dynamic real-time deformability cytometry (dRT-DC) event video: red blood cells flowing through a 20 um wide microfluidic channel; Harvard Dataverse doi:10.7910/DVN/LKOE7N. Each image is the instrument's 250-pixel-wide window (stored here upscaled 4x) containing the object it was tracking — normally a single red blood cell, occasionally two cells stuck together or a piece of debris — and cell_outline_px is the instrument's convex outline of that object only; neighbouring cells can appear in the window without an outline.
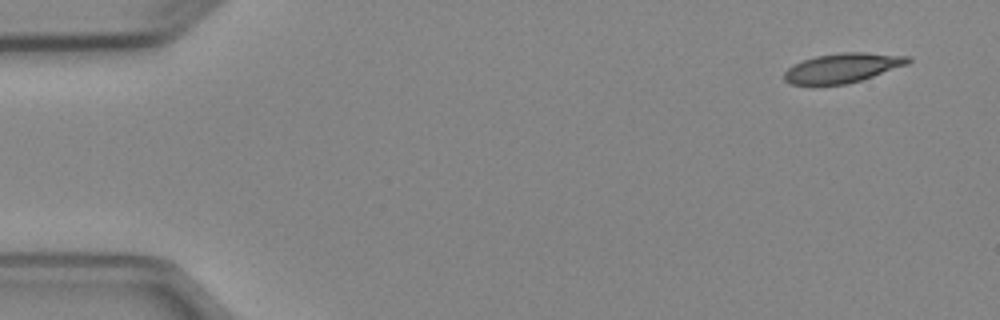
{"species": "Egyptian fruit bat (a non-hibernating species)", "species_latin": "Rousettus aegyptiacus", "temperature_condition": "cold", "stored_images_in_passage": 6, "camera_frame_rate_fps": 3000, "um_per_image_px": 0.085, "animal": {"sex": "female"}, "frame": {"image": 1, "passage_image": 1, "time_ms": 0.0, "image_size_px": [1000, 320], "cell_outline_px": [[912, 60], [908, 64], [848, 84], [788, 84], [784, 80], [784, 72], [792, 64], [816, 56], [840, 52], [864, 52], [912, 56]], "centroid_in_image_um": [71.62, 5.76], "position_along_channel_um": 13.4, "area_um2": 21.21}}
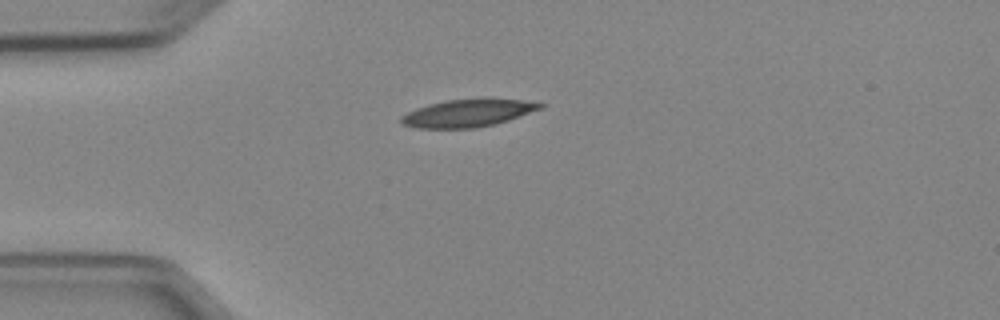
{"frame": {"image": 2, "passage_image": 3, "time_ms": 3.333, "image_size_px": [1000, 320], "cell_outline_px": [[548, 104], [544, 108], [496, 124], [476, 128], [416, 128], [404, 124], [400, 120], [400, 116], [416, 108], [428, 104], [448, 100], [484, 96], [488, 96], [524, 100]], "centroid_in_image_um": [39.86, 9.57], "position_along_channel_um": 45.1, "area_um2": 23.12}}